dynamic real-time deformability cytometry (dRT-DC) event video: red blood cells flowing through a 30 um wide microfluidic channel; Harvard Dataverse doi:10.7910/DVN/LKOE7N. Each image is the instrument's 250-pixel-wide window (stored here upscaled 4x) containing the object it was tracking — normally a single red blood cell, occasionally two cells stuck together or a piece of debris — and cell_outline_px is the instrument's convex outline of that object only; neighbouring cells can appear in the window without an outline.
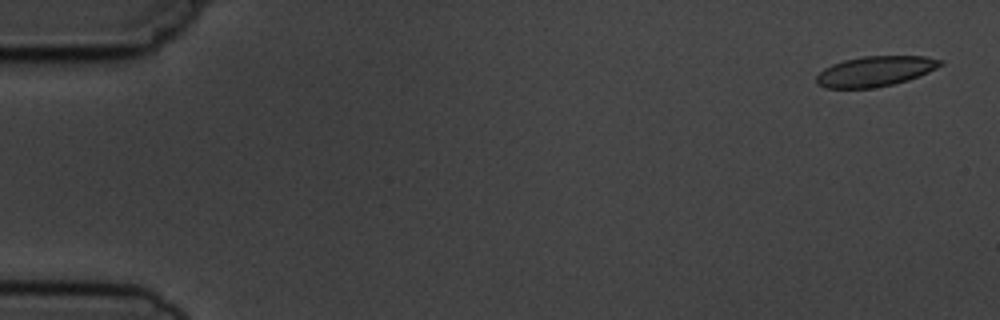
{"species": "common noctule bat (a hibernating species)", "species_latin": "Nyctalus noctula", "temperature_condition": "cold", "stored_images_in_passage": 5, "camera_frame_rate_fps": 3000, "um_per_image_px": 0.085, "animal": {"sex": "male", "body_mass_g": 19.5, "forearm_length_mm": 54.6}, "frame": {"image": 1, "passage_image": 1, "time_ms": 0.0, "image_size_px": [1000, 320], "cell_outline_px": [[944, 64], [928, 72], [908, 80], [892, 84], [872, 88], [824, 88], [816, 84], [816, 76], [824, 68], [832, 64], [844, 60], [864, 56], [924, 56], [944, 60]], "centroid_in_image_um": [74.38, 6.06], "position_along_channel_um": 10.6, "area_um2": 21.85}}
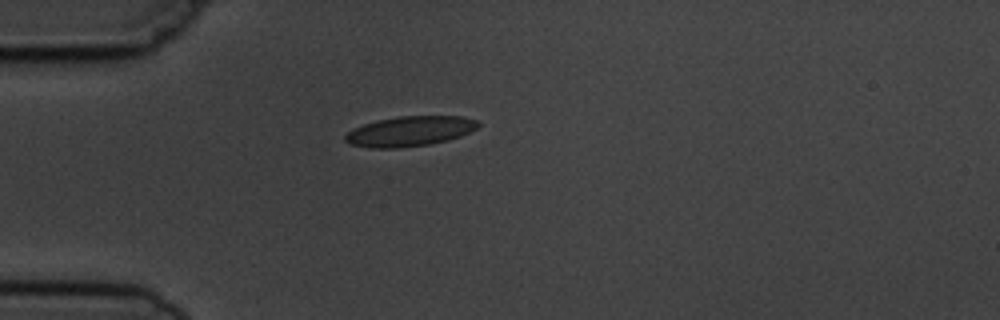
{"frame": {"image": 2, "passage_image": 5, "time_ms": 4.333, "image_size_px": [1000, 320], "cell_outline_px": [[480, 124], [476, 128], [460, 136], [448, 140], [428, 144], [400, 148], [368, 148], [348, 144], [344, 140], [344, 136], [352, 128], [376, 120], [400, 116], [464, 116], [476, 120]], "centroid_in_image_um": [34.78, 11.16], "position_along_channel_um": 50.2, "area_um2": 23.35}}